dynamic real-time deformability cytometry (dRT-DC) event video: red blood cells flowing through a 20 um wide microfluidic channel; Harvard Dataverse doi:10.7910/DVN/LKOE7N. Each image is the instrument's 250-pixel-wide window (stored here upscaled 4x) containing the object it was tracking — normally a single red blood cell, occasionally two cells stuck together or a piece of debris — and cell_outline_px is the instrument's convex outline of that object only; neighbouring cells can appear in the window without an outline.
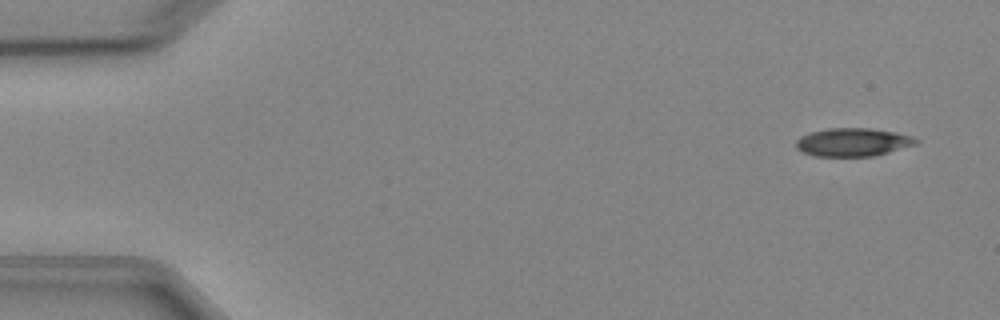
{"species": "Egyptian fruit bat (a non-hibernating species)", "species_latin": "Rousettus aegyptiacus", "temperature_condition": "cold", "stored_images_in_passage": 6, "camera_frame_rate_fps": 3000, "um_per_image_px": 0.085, "animal": {"sex": "female"}, "frame": {"image": 1, "passage_image": 1, "time_ms": 0.0, "image_size_px": [1000, 320], "cell_outline_px": [[920, 140], [916, 144], [876, 156], [816, 156], [804, 152], [796, 148], [796, 140], [800, 136], [812, 132], [828, 128], [868, 128], [896, 132], [912, 136]], "centroid_in_image_um": [72.51, 12.08], "position_along_channel_um": 12.5, "area_um2": 19.71}}
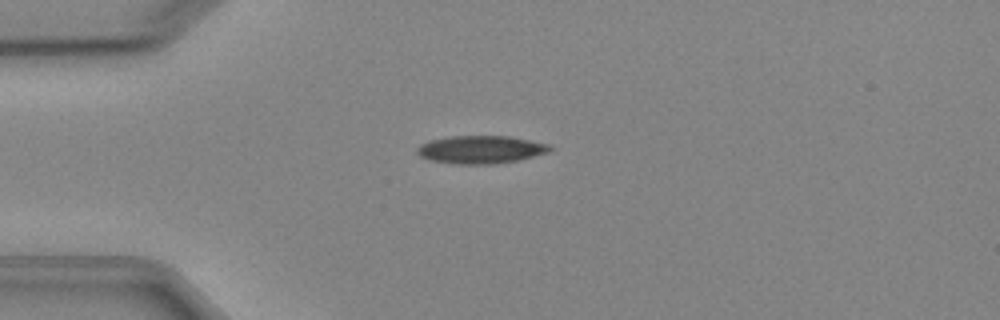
{"frame": {"image": 2, "passage_image": 3, "time_ms": 3.333, "image_size_px": [1000, 320], "cell_outline_px": [[556, 148], [552, 152], [520, 160], [492, 164], [456, 164], [428, 160], [420, 156], [416, 152], [416, 148], [420, 144], [428, 140], [452, 136], [508, 136], [552, 144]], "centroid_in_image_um": [40.92, 12.71], "position_along_channel_um": 44.1, "area_um2": 22.08}}
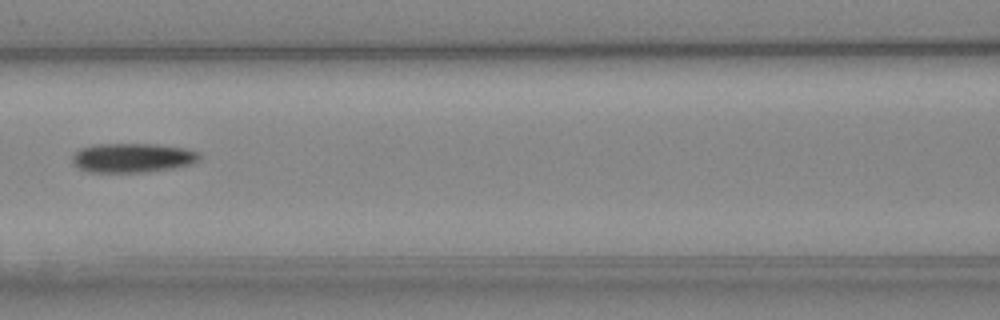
{"frame": {"image": 3, "passage_image": 6, "time_ms": 6.667, "image_size_px": [1000, 320], "cell_outline_px": [[200, 160], [192, 164], [172, 168], [148, 172], [88, 172], [72, 164], [72, 156], [80, 148], [92, 144], [156, 144], [184, 148], [200, 152]], "centroid_in_image_um": [11.26, 13.41], "position_along_channel_um": 155.3, "area_um2": 21.91}}